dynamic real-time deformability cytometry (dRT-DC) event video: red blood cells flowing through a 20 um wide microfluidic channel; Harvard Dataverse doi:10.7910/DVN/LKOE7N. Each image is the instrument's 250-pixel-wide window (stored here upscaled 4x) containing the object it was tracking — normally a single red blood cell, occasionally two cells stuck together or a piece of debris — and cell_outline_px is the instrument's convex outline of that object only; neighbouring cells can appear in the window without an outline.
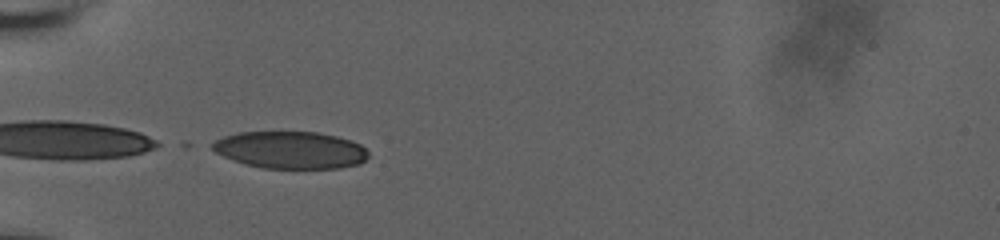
{"species": "human", "species_latin": "Homo sapiens", "temperature_condition": "room temperature", "stored_images_in_passage": 6, "segment_of_instrument_passage": [2, 2], "camera_frame_rate_fps": 3000, "um_per_image_px": 0.085, "donor": {"sex": "male"}, "frame": {"image": 1, "passage_image": 3, "time_ms": 2.0, "image_size_px": [1000, 240], "cell_outline_px": [[368, 156], [360, 164], [340, 168], [264, 168], [244, 164], [232, 160], [216, 152], [208, 144], [224, 136], [240, 132], [316, 132], [336, 136], [352, 140], [360, 144], [368, 152]], "centroid_in_image_um": [24.68, 12.75], "position_along_channel_um": 60.3, "area_um2": 33.87}}
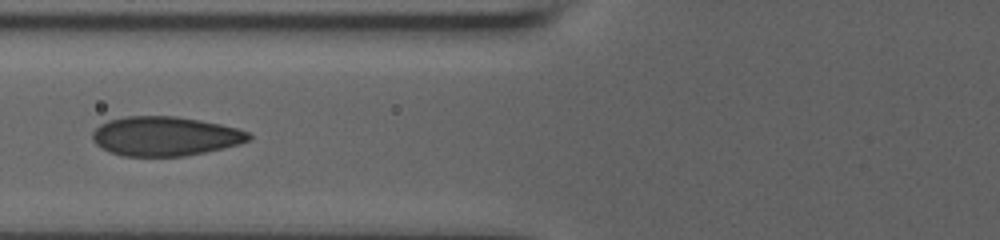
{"frame": {"image": 2, "passage_image": 5, "time_ms": 3.667, "image_size_px": [1000, 240], "cell_outline_px": [[252, 140], [240, 144], [224, 148], [184, 156], [124, 156], [108, 152], [96, 144], [92, 140], [92, 132], [100, 124], [108, 120], [124, 116], [176, 116], [200, 120], [220, 124], [236, 128], [248, 132], [252, 136]], "centroid_in_image_um": [14.02, 11.57], "position_along_channel_um": 111.8, "area_um2": 36.01}}